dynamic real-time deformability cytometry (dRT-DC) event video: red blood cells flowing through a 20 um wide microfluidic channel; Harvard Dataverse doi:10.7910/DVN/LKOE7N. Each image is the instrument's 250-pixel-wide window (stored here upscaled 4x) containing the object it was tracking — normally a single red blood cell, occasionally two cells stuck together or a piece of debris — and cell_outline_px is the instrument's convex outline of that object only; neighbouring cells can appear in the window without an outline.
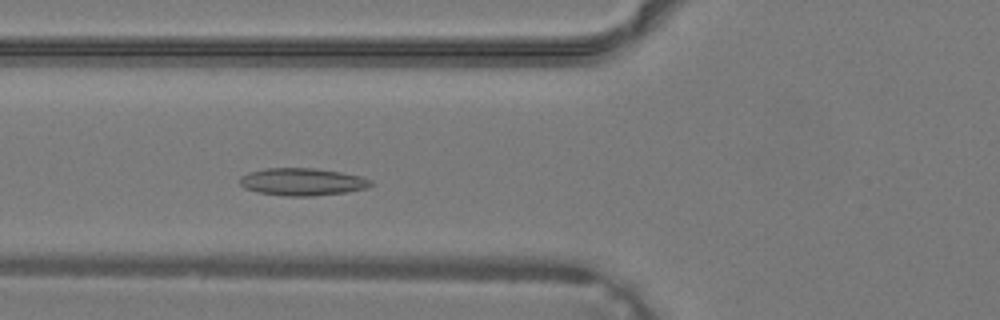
{"species": "common noctule bat (a hibernating species)", "species_latin": "Nyctalus noctula", "temperature_condition": "warm", "stored_images_in_passage": 34, "camera_frame_rate_fps": 3000, "um_per_image_px": 0.085, "animal": {"sex": "male", "body_mass_g": 19.2, "forearm_length_mm": 51.8}, "frame": {"image": 1, "passage_image": 9, "time_ms": 2.667, "image_size_px": [1000, 320], "cell_outline_px": [[376, 184], [368, 188], [344, 192], [312, 196], [284, 196], [256, 192], [244, 188], [240, 184], [240, 176], [248, 172], [264, 168], [312, 168], [340, 172], [360, 176], [372, 180]], "centroid_in_image_um": [25.69, 15.45], "position_along_channel_um": 100.1, "area_um2": 21.1}}
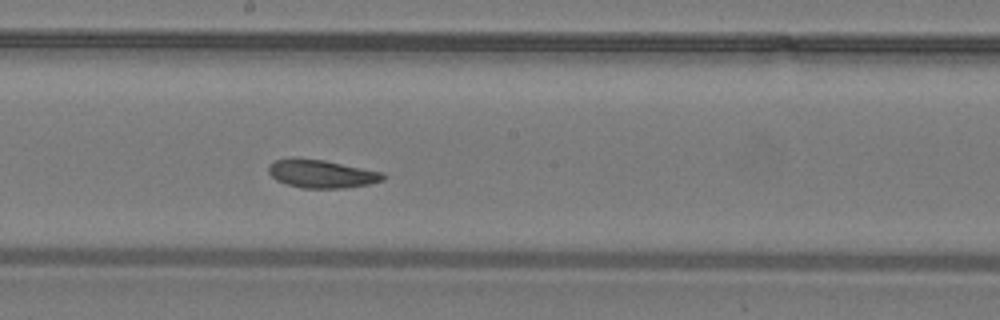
{"frame": {"image": 2, "passage_image": 16, "time_ms": 5.0, "image_size_px": [1000, 320], "cell_outline_px": [[384, 180], [368, 184], [344, 188], [300, 188], [276, 180], [268, 172], [268, 164], [276, 160], [292, 156], [324, 160], [384, 172]], "centroid_in_image_um": [27.3, 14.75], "position_along_channel_um": 220.9, "area_um2": 19.02}}
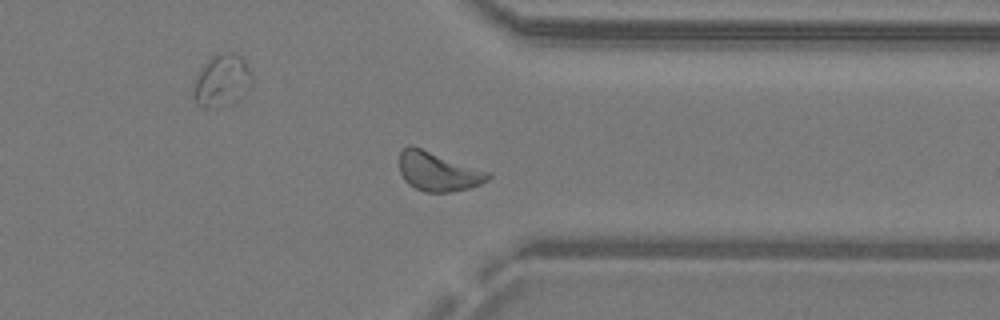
{"frame": {"image": 3, "passage_image": 25, "time_ms": 8.0, "image_size_px": [1000, 320], "cell_outline_px": [[492, 176], [488, 180], [480, 184], [468, 188], [452, 192], [424, 192], [408, 184], [404, 180], [400, 172], [400, 152], [408, 144], [412, 144], [492, 172]], "centroid_in_image_um": [37.26, 14.56], "position_along_channel_um": 374.1, "area_um2": 20.63}}